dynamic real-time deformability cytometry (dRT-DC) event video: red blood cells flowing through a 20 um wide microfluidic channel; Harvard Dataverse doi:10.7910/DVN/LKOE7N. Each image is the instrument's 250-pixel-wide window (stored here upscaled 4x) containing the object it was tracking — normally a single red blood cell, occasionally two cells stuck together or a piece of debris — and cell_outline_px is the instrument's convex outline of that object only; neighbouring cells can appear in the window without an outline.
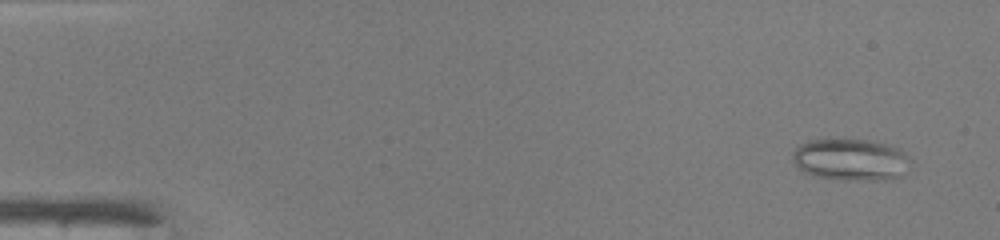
{"species": "common noctule bat (a hibernating species)", "species_latin": "Nyctalus noctula", "temperature_condition": "warm", "stored_images_in_passage": 46, "camera_frame_rate_fps": 3000, "um_per_image_px": 0.085, "animal": {"sex": "male", "body_mass_g": 19.0, "forearm_length_mm": 50.8}, "frame": {"image": 1, "passage_image": 1, "time_ms": 0.0, "image_size_px": [1000, 240], "cell_outline_px": [[912, 160], [900, 176], [884, 180], [844, 180], [812, 176], [804, 172], [792, 160], [792, 152], [800, 144], [808, 140], [868, 140], [900, 148]], "centroid_in_image_um": [72.3, 13.58], "position_along_channel_um": 12.7, "area_um2": 28.67}}
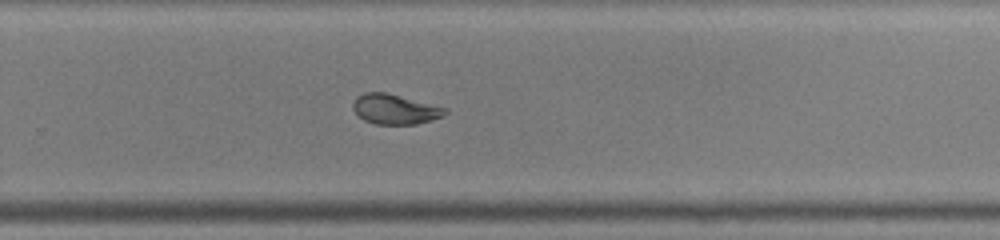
{"frame": {"image": 2, "passage_image": 30, "time_ms": 9.667, "image_size_px": [1000, 240], "cell_outline_px": [[448, 112], [444, 116], [432, 120], [416, 124], [376, 124], [364, 120], [352, 108], [352, 104], [356, 96], [364, 92], [388, 92], [448, 108]], "centroid_in_image_um": [33.59, 9.27], "position_along_channel_um": 296.2, "area_um2": 16.3}}
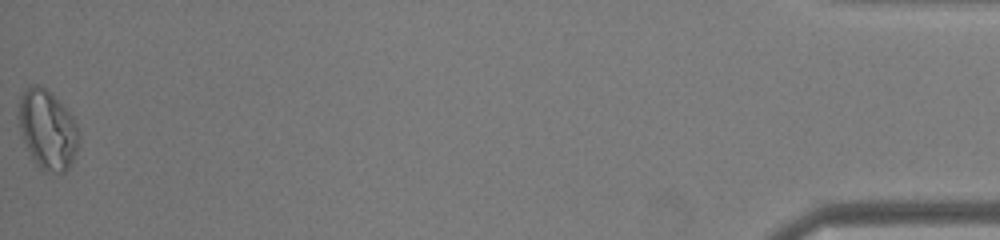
{"frame": {"image": 3, "passage_image": 46, "time_ms": 15.0, "image_size_px": [1000, 240], "cell_outline_px": [[76, 152], [68, 168], [64, 172], [44, 172], [36, 164], [20, 136], [16, 116], [20, 96], [32, 84], [36, 84], [44, 88], [72, 116], [76, 124]], "centroid_in_image_um": [3.95, 11.03], "position_along_channel_um": 431.2, "area_um2": 27.34}, "authors_computed_cell_mechanics": {"area_um2": 19.941, "velocity_mm_per_s": 4.2642, "shape_relaxation_time_tau1_ms": 7.832, "shape_relaxation_time_tau2_ms": 2.6196, "deformation_change_tau1": 0.1877, "deformation_change_tau2": 0.0624}}